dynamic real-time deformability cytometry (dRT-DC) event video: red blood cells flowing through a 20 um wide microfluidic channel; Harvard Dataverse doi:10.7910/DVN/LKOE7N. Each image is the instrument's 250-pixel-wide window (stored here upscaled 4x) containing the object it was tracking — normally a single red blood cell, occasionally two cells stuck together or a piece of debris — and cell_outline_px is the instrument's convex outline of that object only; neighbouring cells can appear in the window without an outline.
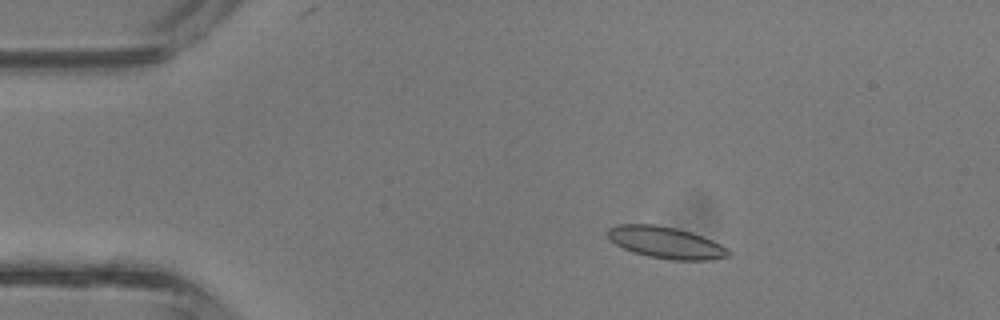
{"species": "common noctule bat (a hibernating species)", "species_latin": "Nyctalus noctula", "temperature_condition": "room temperature", "stored_images_in_passage": 4, "camera_frame_rate_fps": 3000, "um_per_image_px": 0.085, "animal": {"sex": "male", "body_mass_g": 13.3}, "frame": {"image": 1, "passage_image": 2, "time_ms": 0.333, "image_size_px": [1000, 320], "cell_outline_px": [[732, 252], [728, 256], [708, 260], [672, 260], [648, 256], [624, 248], [616, 244], [608, 236], [608, 228], [616, 224], [656, 224], [676, 228], [692, 232], [712, 240], [728, 248]], "centroid_in_image_um": [56.62, 20.61], "position_along_channel_um": 28.4, "area_um2": 22.2}}